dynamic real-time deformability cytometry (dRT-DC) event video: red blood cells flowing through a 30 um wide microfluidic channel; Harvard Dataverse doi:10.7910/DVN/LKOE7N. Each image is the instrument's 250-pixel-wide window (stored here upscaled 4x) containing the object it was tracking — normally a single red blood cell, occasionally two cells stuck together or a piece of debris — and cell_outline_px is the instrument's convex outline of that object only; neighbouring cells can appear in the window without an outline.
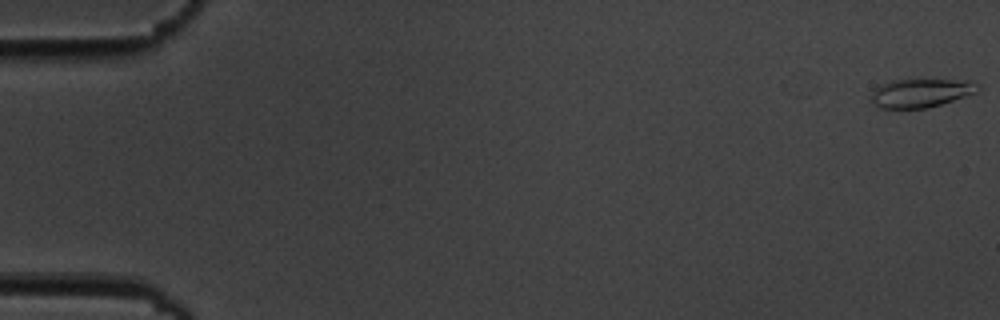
{"species": "common noctule bat (a hibernating species)", "species_latin": "Nyctalus noctula", "temperature_condition": "cold", "stored_images_in_passage": 6, "camera_frame_rate_fps": 3000, "um_per_image_px": 0.085, "animal": {"sex": "male", "body_mass_g": 19.5, "forearm_length_mm": 54.6}, "frame": {"image": 1, "passage_image": 1, "time_ms": 0.0, "image_size_px": [1000, 320], "cell_outline_px": [[980, 88], [976, 92], [928, 108], [880, 108], [872, 104], [868, 100], [872, 92], [880, 84], [892, 80], [968, 80], [980, 84]], "centroid_in_image_um": [78.22, 7.9], "position_along_channel_um": 6.8, "area_um2": 17.8}}